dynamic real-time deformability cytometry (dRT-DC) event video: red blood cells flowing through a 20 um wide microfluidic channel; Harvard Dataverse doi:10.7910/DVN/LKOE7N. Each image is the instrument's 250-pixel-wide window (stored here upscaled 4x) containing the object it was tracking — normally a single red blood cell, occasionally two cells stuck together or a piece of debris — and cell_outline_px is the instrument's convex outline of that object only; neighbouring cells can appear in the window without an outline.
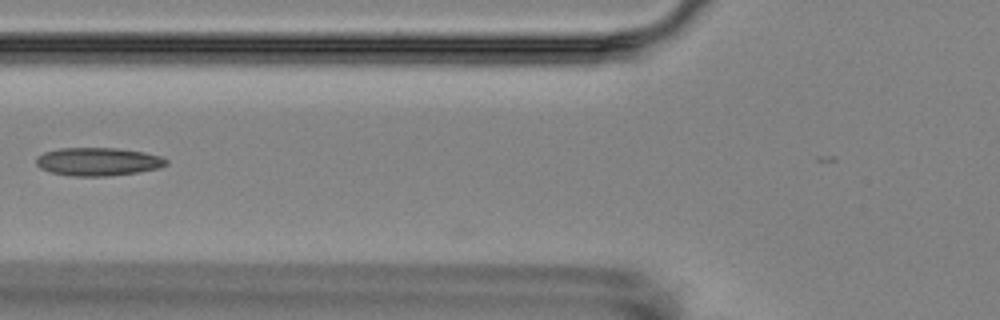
{"species": "Egyptian fruit bat (a non-hibernating species)", "species_latin": "Rousettus aegyptiacus", "temperature_condition": "room temperature", "stored_images_in_passage": 7, "camera_frame_rate_fps": 3000, "um_per_image_px": 0.085, "animal": {"sex": "female"}, "frame": {"image": 1, "passage_image": 5, "time_ms": 4.667, "image_size_px": [1000, 320], "cell_outline_px": [[168, 164], [160, 168], [136, 172], [108, 176], [72, 176], [52, 172], [40, 168], [36, 164], [36, 156], [44, 152], [60, 148], [116, 148], [144, 152], [160, 156], [168, 160]], "centroid_in_image_um": [8.33, 13.73], "position_along_channel_um": 117.5, "area_um2": 21.33}}
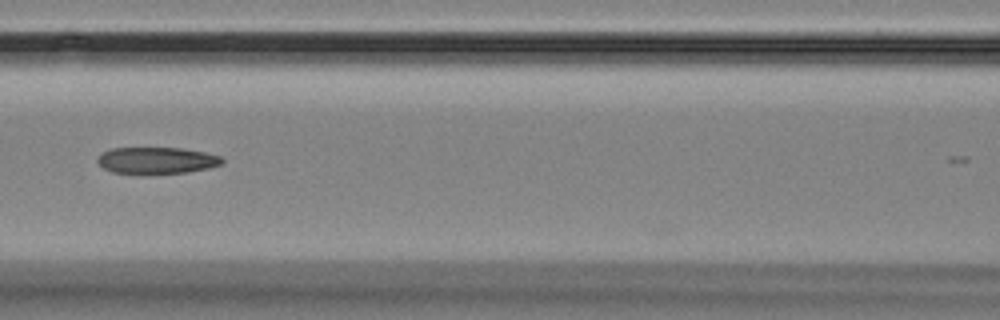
{"frame": {"image": 2, "passage_image": 6, "time_ms": 5.667, "image_size_px": [1000, 320], "cell_outline_px": [[224, 164], [208, 168], [188, 172], [112, 172], [104, 168], [96, 160], [104, 152], [112, 148], [180, 148], [204, 152], [220, 156], [224, 160]], "centroid_in_image_um": [13.37, 13.61], "position_along_channel_um": 153.2, "area_um2": 18.73}}